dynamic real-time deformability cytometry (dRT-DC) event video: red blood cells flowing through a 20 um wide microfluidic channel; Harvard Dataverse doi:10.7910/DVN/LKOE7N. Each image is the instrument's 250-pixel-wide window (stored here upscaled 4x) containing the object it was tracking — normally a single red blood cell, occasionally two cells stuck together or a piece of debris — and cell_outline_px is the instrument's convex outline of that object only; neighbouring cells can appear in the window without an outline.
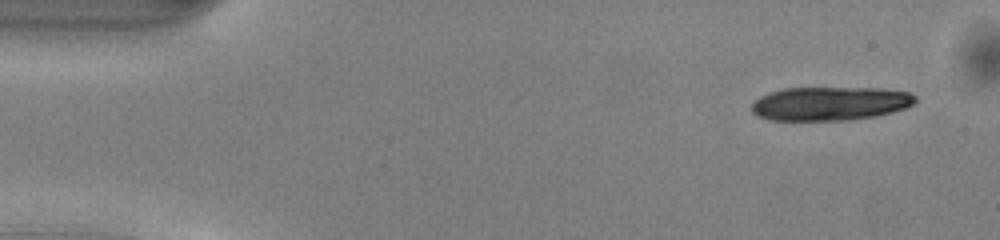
{"species": "common noctule bat (a hibernating species)", "species_latin": "Nyctalus noctula", "temperature_condition": "warm", "stored_images_in_passage": 10, "camera_frame_rate_fps": 3000, "um_per_image_px": 0.085, "animal": {"sex": "male", "body_mass_g": 13.0, "forearm_length_mm": 53.1}, "frame": {"image": 1, "passage_image": 1, "time_ms": 0.0, "image_size_px": [1000, 240], "cell_outline_px": [[916, 100], [912, 104], [904, 108], [892, 112], [876, 116], [848, 120], [768, 120], [756, 116], [752, 112], [752, 104], [760, 96], [784, 88], [880, 88], [908, 92], [916, 96]], "centroid_in_image_um": [70.54, 8.8], "position_along_channel_um": 14.5, "area_um2": 32.14}}